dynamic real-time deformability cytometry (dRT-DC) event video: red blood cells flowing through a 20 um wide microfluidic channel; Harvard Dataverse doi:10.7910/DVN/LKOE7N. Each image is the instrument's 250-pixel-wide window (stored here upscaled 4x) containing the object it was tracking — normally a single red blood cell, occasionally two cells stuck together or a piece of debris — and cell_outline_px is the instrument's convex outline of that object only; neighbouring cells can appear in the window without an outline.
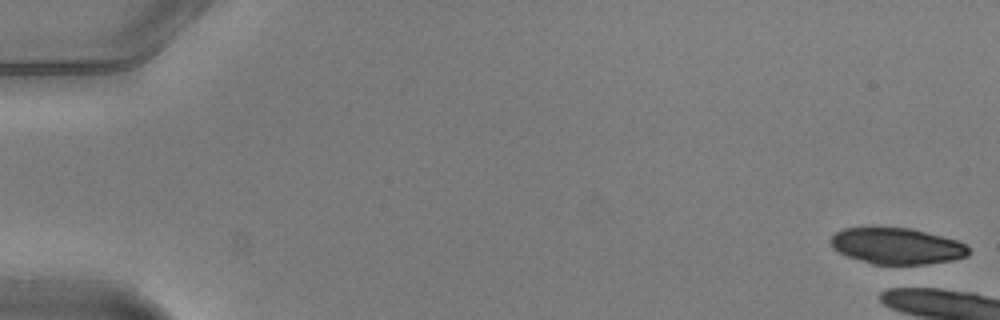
{"species": "common noctule bat (a hibernating species)", "species_latin": "Nyctalus noctula", "temperature_condition": "warm", "stored_images_in_passage": 1, "camera_frame_rate_fps": 3000, "um_per_image_px": 0.085, "animal": {"sex": "male", "body_mass_g": 20.5, "forearm_length_mm": 52.5}, "frame": {"image": 1, "passage_image": 1, "time_ms": 0.0, "image_size_px": [1000, 320], "cell_outline_px": [[968, 256], [952, 260], [924, 264], [872, 264], [848, 256], [832, 248], [828, 240], [836, 232], [844, 228], [872, 224], [912, 228], [956, 240], [964, 244], [968, 248]], "centroid_in_image_um": [76.15, 20.86], "position_along_channel_um": 8.9, "area_um2": 29.82}}